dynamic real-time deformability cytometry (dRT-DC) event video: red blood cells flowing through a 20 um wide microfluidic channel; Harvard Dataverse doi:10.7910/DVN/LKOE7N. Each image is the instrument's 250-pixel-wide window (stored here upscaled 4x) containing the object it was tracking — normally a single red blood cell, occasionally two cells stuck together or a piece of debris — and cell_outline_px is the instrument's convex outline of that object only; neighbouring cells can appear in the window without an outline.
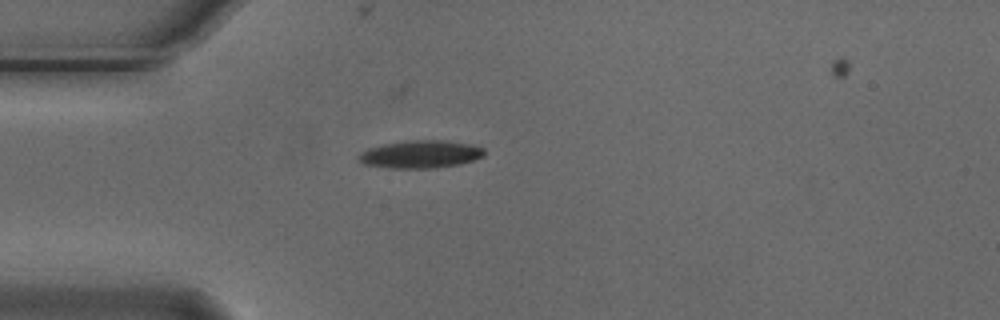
{"species": "Egyptian fruit bat (a non-hibernating species)", "species_latin": "Rousettus aegyptiacus", "temperature_condition": "cold", "stored_images_in_passage": 6, "camera_frame_rate_fps": 3000, "um_per_image_px": 0.085, "animal": {"sex": "male"}, "frame": {"image": 1, "passage_image": 4, "time_ms": 1.0, "image_size_px": [1000, 320], "cell_outline_px": [[484, 156], [460, 164], [436, 168], [388, 168], [364, 164], [356, 156], [360, 152], [368, 148], [384, 144], [412, 140], [444, 140], [472, 144], [484, 148]], "centroid_in_image_um": [35.74, 13.11], "position_along_channel_um": 49.3, "area_um2": 20.35}}